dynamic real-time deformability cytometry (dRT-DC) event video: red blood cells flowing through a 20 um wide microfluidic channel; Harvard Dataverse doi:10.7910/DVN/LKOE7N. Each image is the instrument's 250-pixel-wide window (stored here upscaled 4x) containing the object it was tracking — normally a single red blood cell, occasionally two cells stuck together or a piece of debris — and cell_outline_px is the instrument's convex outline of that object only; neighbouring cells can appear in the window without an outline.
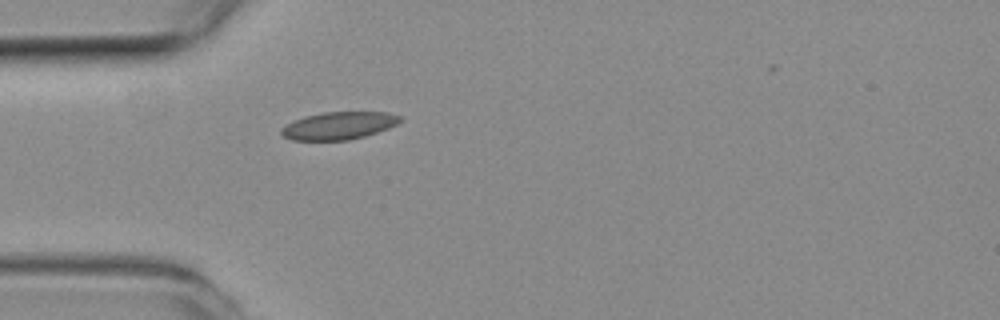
{"species": "common noctule bat (a hibernating species)", "species_latin": "Nyctalus noctula", "temperature_condition": "room temperature", "stored_images_in_passage": 7, "camera_frame_rate_fps": 3000, "um_per_image_px": 0.085, "animal": {"sex": "female", "body_mass_g": 19.3, "forearm_length_mm": 54.1}, "frame": {"image": 1, "passage_image": 1, "time_ms": 0.0, "image_size_px": [1000, 320], "cell_outline_px": [[400, 120], [396, 124], [388, 128], [364, 136], [348, 140], [292, 140], [284, 136], [280, 132], [280, 128], [304, 116], [324, 112], [388, 112], [400, 116]], "centroid_in_image_um": [28.78, 10.68], "position_along_channel_um": 56.2, "area_um2": 18.84}}
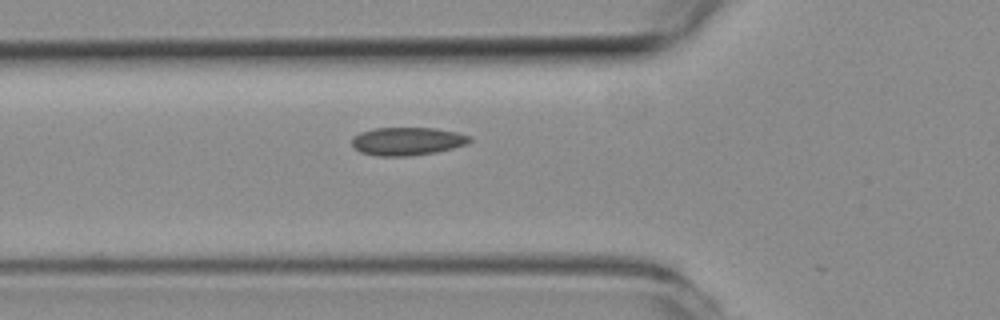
{"frame": {"image": 2, "passage_image": 4, "time_ms": 1.0, "image_size_px": [1000, 320], "cell_outline_px": [[472, 140], [468, 144], [436, 152], [408, 156], [376, 156], [360, 152], [352, 144], [352, 136], [360, 132], [372, 128], [436, 128], [456, 132], [472, 136]], "centroid_in_image_um": [34.62, 12.0], "position_along_channel_um": 91.2, "area_um2": 19.42}}